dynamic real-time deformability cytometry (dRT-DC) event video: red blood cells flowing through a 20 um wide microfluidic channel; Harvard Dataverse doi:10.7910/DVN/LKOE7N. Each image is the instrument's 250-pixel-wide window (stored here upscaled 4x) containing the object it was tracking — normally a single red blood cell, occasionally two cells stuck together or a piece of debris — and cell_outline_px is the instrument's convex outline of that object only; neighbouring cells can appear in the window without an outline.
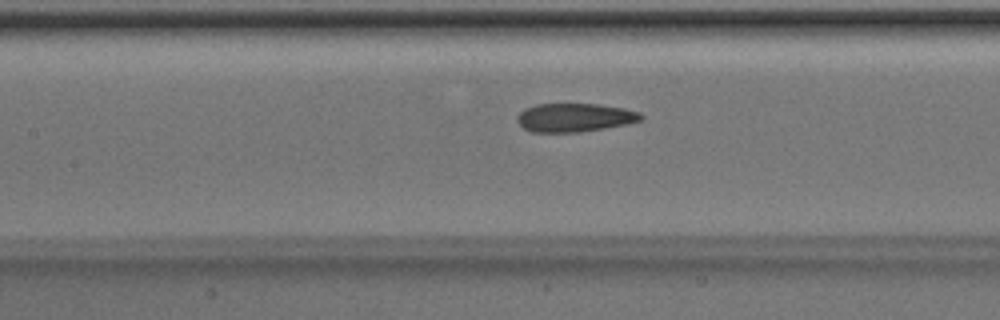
{"species": "Egyptian fruit bat (a non-hibernating species)", "species_latin": "Rousettus aegyptiacus", "temperature_condition": "room temperature", "stored_images_in_passage": 49, "camera_frame_rate_fps": 3000, "um_per_image_px": 0.085, "animal": {"sex": "male"}, "frame": {"image": 1, "passage_image": 23, "time_ms": 7.333, "image_size_px": [1000, 320], "cell_outline_px": [[644, 120], [604, 128], [580, 132], [532, 132], [524, 128], [516, 120], [516, 116], [524, 108], [536, 104], [600, 104], [624, 108], [640, 112], [644, 116]], "centroid_in_image_um": [48.84, 9.98], "position_along_channel_um": 158.6, "area_um2": 20.69}}
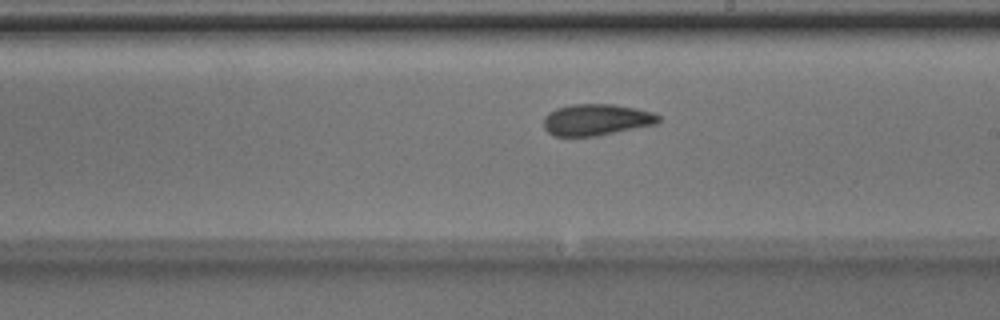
{"frame": {"image": 2, "passage_image": 29, "time_ms": 9.333, "image_size_px": [1000, 320], "cell_outline_px": [[660, 120], [656, 124], [596, 136], [552, 136], [544, 128], [544, 116], [548, 112], [556, 108], [572, 104], [616, 104], [636, 108], [652, 112], [660, 116]], "centroid_in_image_um": [50.67, 10.17], "position_along_channel_um": 238.3, "area_um2": 21.15}}
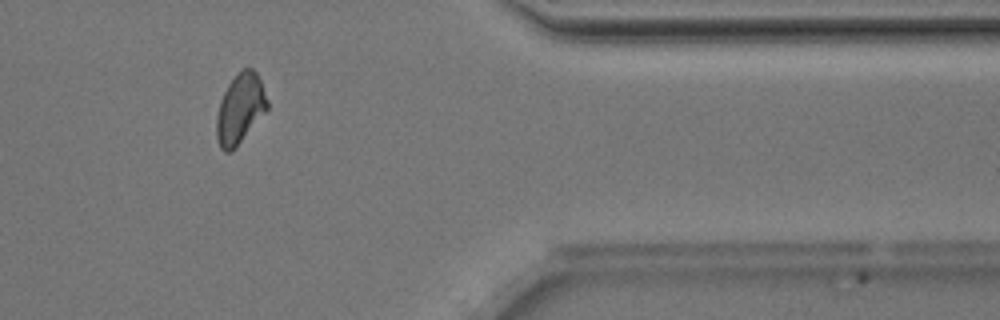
{"frame": {"image": 3, "passage_image": 42, "time_ms": 13.667, "image_size_px": [1000, 320], "cell_outline_px": [[268, 108], [236, 148], [232, 152], [224, 152], [220, 148], [216, 136], [216, 116], [220, 100], [228, 84], [244, 68], [252, 68], [256, 72], [260, 80], [268, 100]], "centroid_in_image_um": [20.39, 9.28], "position_along_channel_um": 391.0, "area_um2": 20.58}}